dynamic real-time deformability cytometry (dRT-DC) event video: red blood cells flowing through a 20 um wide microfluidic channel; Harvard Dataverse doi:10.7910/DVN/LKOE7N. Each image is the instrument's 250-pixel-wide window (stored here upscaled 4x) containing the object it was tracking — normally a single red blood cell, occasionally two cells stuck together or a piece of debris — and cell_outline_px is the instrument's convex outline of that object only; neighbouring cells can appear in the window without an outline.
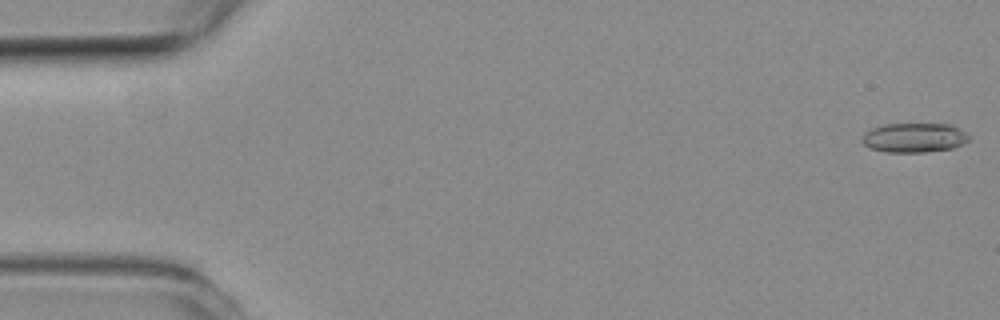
{"species": "common noctule bat (a hibernating species)", "species_latin": "Nyctalus noctula", "temperature_condition": "room temperature", "stored_images_in_passage": 54, "camera_frame_rate_fps": 3000, "um_per_image_px": 0.085, "animal": {"sex": "female", "body_mass_g": 19.3, "forearm_length_mm": 54.1}, "frame": {"image": 1, "passage_image": 1, "time_ms": 0.0, "image_size_px": [1000, 320], "cell_outline_px": [[972, 140], [964, 144], [952, 148], [924, 152], [884, 152], [868, 148], [860, 140], [860, 136], [864, 132], [872, 128], [884, 124], [948, 124], [972, 136]], "centroid_in_image_um": [77.68, 11.71], "position_along_channel_um": 7.3, "area_um2": 18.61}}
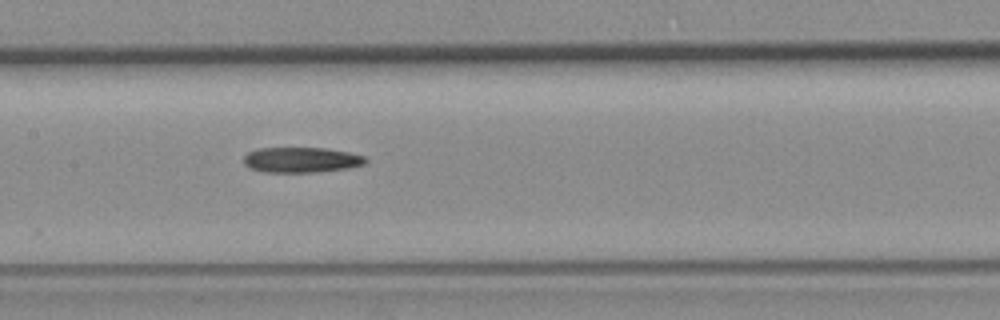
{"frame": {"image": 2, "passage_image": 26, "time_ms": 8.333, "image_size_px": [1000, 320], "cell_outline_px": [[368, 160], [364, 164], [348, 168], [316, 172], [264, 172], [248, 168], [244, 164], [244, 156], [248, 152], [260, 148], [324, 148], [348, 152], [364, 156]], "centroid_in_image_um": [25.59, 13.59], "position_along_channel_um": 181.8, "area_um2": 17.98}}
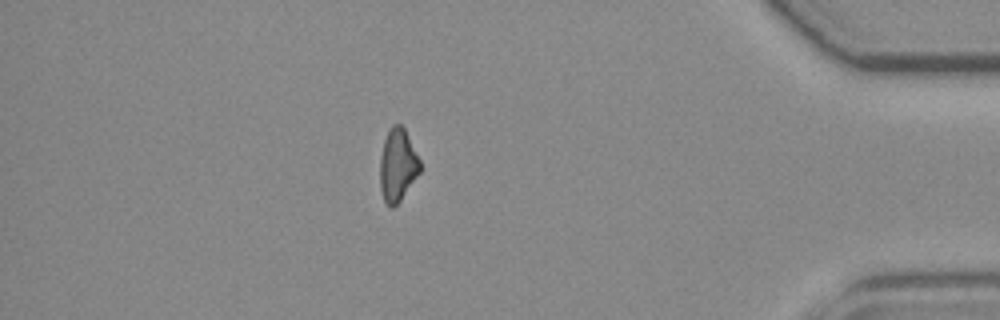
{"frame": {"image": 3, "passage_image": 47, "time_ms": 15.333, "image_size_px": [1000, 320], "cell_outline_px": [[420, 172], [400, 200], [392, 208], [384, 200], [380, 188], [380, 156], [384, 140], [388, 128], [392, 124], [400, 124], [404, 128], [420, 160]], "centroid_in_image_um": [33.78, 14.0], "position_along_channel_um": 401.4, "area_um2": 16.82}}